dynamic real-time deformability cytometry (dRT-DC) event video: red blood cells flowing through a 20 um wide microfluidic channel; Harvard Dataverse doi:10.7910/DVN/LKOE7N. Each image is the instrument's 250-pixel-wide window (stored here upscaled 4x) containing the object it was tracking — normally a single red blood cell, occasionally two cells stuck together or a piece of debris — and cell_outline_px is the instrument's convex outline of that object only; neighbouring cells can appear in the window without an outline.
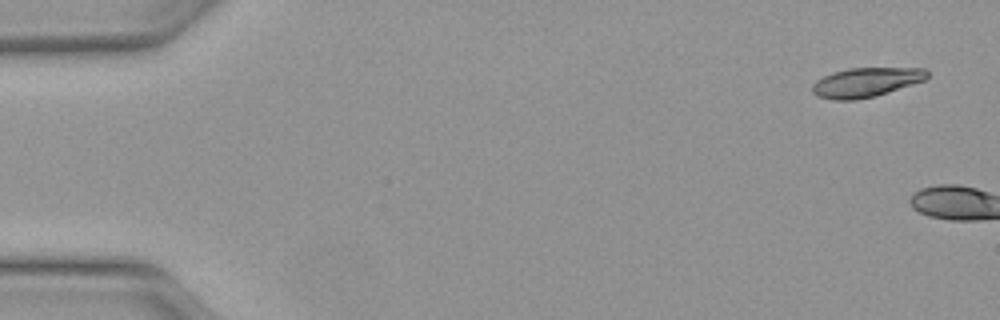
{"species": "Egyptian fruit bat (a non-hibernating species)", "species_latin": "Rousettus aegyptiacus", "temperature_condition": "warm", "stored_images_in_passage": 3, "camera_frame_rate_fps": 3000, "um_per_image_px": 0.085, "animal": {"sex": "female"}, "frame": {"image": 1, "passage_image": 1, "time_ms": 0.0, "image_size_px": [1000, 320], "cell_outline_px": [[928, 76], [924, 80], [876, 96], [856, 100], [832, 100], [816, 96], [812, 92], [812, 84], [816, 80], [832, 72], [848, 68], [924, 68], [928, 72]], "centroid_in_image_um": [73.56, 7.0], "position_along_channel_um": 11.4, "area_um2": 19.71}}